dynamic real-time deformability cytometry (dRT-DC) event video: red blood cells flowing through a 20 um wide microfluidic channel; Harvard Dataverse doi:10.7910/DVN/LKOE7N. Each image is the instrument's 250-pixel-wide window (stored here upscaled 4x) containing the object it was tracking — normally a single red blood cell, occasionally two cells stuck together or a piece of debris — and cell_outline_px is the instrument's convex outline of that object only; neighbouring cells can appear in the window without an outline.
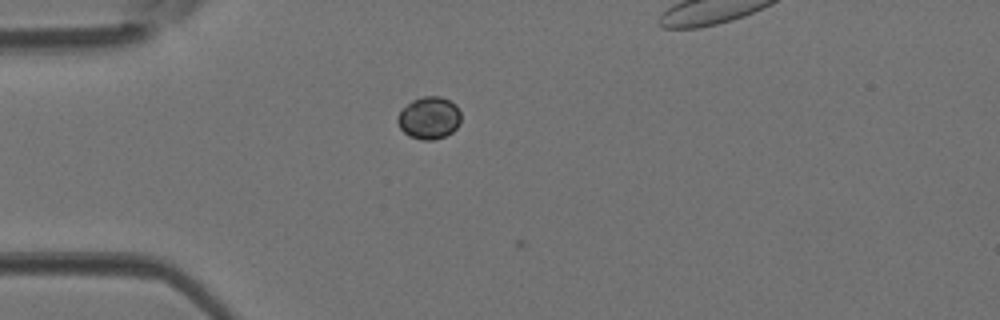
{"species": "Egyptian fruit bat (a non-hibernating species)", "species_latin": "Rousettus aegyptiacus", "temperature_condition": "room temperature", "stored_images_in_passage": 6, "camera_frame_rate_fps": 3000, "um_per_image_px": 0.085, "animal": {"sex": "female"}, "frame": {"image": 1, "passage_image": 4, "time_ms": 1.0, "image_size_px": [1000, 320], "cell_outline_px": [[460, 124], [452, 132], [444, 136], [432, 140], [420, 140], [408, 136], [400, 128], [396, 120], [400, 112], [412, 100], [424, 96], [440, 96], [456, 104], [460, 112]], "centroid_in_image_um": [36.48, 10.03], "position_along_channel_um": 48.5, "area_um2": 15.61}}